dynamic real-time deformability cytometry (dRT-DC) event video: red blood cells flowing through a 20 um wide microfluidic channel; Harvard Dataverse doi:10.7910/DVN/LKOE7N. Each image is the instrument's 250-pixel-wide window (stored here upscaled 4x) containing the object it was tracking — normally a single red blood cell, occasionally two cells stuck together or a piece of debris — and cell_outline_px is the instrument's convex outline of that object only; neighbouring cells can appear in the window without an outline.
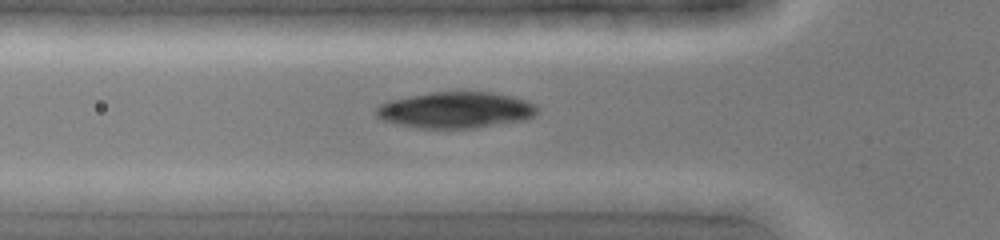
{"species": "common noctule bat (a hibernating species)", "species_latin": "Nyctalus noctula", "temperature_condition": "cold", "stored_images_in_passage": 43, "camera_frame_rate_fps": 3000, "um_per_image_px": 0.085, "animal": {"sex": "female", "body_mass_g": 19.0, "forearm_length_mm": 51.5}, "frame": {"image": 1, "passage_image": 14, "time_ms": 4.333, "image_size_px": [1000, 240], "cell_outline_px": [[540, 112], [536, 116], [524, 120], [476, 128], [420, 128], [380, 120], [376, 116], [376, 108], [380, 104], [392, 100], [432, 92], [492, 92], [512, 96], [528, 100], [536, 104]], "centroid_in_image_um": [38.81, 9.36], "position_along_channel_um": 87.0, "area_um2": 34.1}}
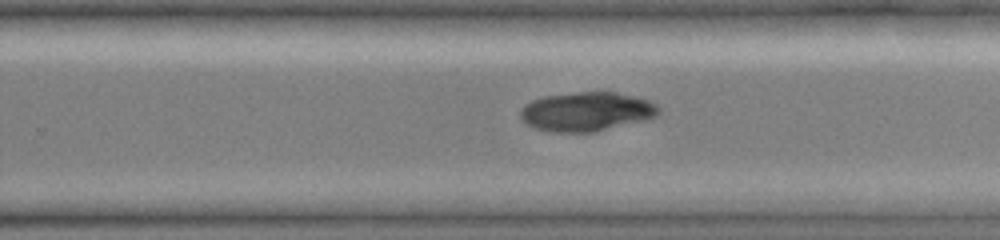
{"frame": {"image": 2, "passage_image": 27, "time_ms": 8.667, "image_size_px": [1000, 240], "cell_outline_px": [[660, 112], [656, 116], [644, 120], [592, 132], [552, 132], [536, 128], [524, 124], [520, 116], [520, 112], [524, 104], [532, 100], [544, 96], [576, 92], [616, 92], [648, 100], [656, 104], [660, 108]], "centroid_in_image_um": [49.82, 9.48], "position_along_channel_um": 280.0, "area_um2": 31.44}}
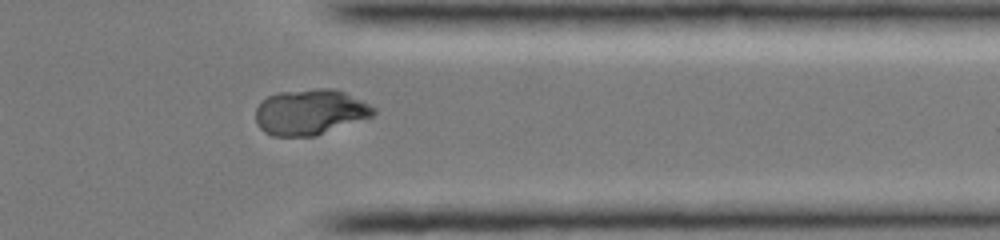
{"frame": {"image": 3, "passage_image": 34, "time_ms": 11.0, "image_size_px": [1000, 240], "cell_outline_px": [[376, 112], [372, 116], [316, 136], [272, 136], [264, 132], [256, 124], [256, 108], [268, 96], [280, 92], [316, 88], [332, 88], [344, 92], [376, 108]], "centroid_in_image_um": [26.34, 9.53], "position_along_channel_um": 385.1, "area_um2": 31.15}}